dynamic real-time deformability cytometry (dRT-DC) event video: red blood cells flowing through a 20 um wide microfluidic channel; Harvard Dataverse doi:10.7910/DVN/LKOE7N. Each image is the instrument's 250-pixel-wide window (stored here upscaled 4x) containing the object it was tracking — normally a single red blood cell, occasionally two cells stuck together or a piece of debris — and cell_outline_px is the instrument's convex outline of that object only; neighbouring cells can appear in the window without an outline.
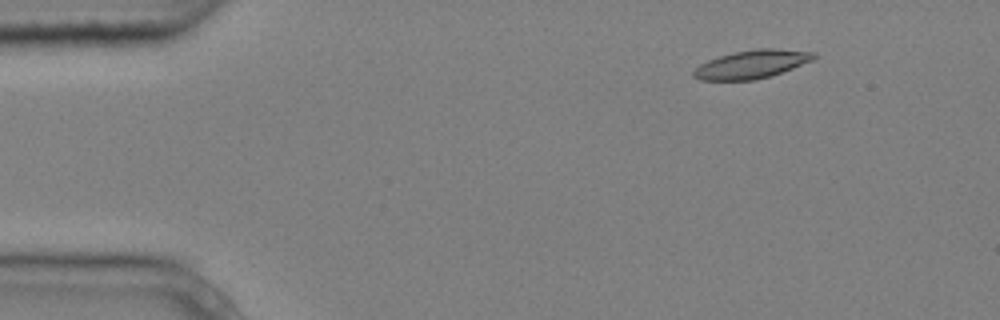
{"species": "common noctule bat (a hibernating species)", "species_latin": "Nyctalus noctula", "temperature_condition": "cold", "stored_images_in_passage": 6, "camera_frame_rate_fps": 3000, "um_per_image_px": 0.085, "animal": {"sex": "male", "body_mass_g": 20.4}, "frame": {"image": 1, "passage_image": 2, "time_ms": 0.333, "image_size_px": [1000, 320], "cell_outline_px": [[816, 56], [812, 60], [772, 76], [752, 80], [700, 80], [692, 76], [692, 72], [700, 64], [708, 60], [732, 52], [756, 48], [776, 48], [816, 52]], "centroid_in_image_um": [63.89, 5.45], "position_along_channel_um": 21.1, "area_um2": 19.88}}
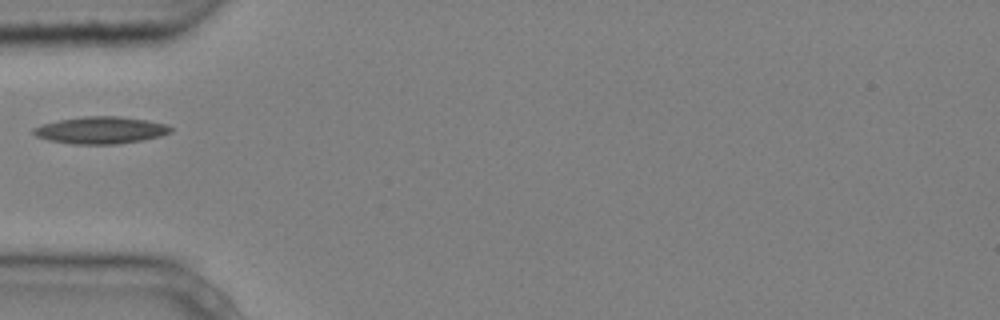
{"frame": {"image": 2, "passage_image": 5, "time_ms": 1.333, "image_size_px": [1000, 320], "cell_outline_px": [[172, 132], [160, 136], [144, 140], [120, 144], [72, 144], [48, 140], [36, 136], [32, 132], [32, 128], [44, 124], [60, 120], [84, 116], [120, 116], [168, 124], [172, 128]], "centroid_in_image_um": [8.58, 11.07], "position_along_channel_um": 76.4, "area_um2": 21.68}}
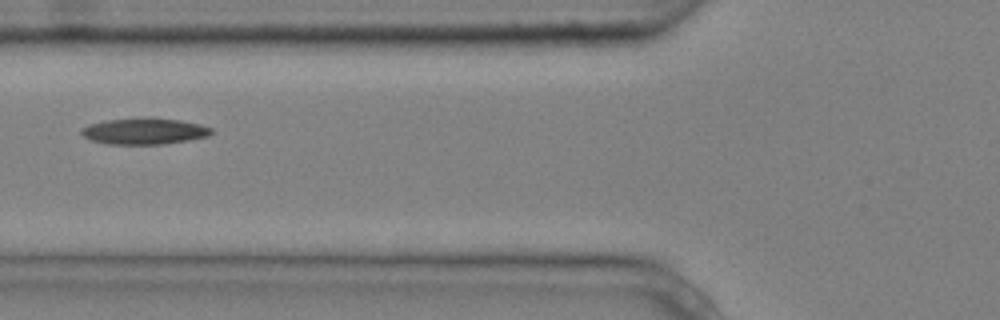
{"frame": {"image": 3, "passage_image": 6, "time_ms": 1.667, "image_size_px": [1000, 320], "cell_outline_px": [[212, 132], [208, 136], [188, 140], [164, 144], [108, 144], [92, 140], [84, 136], [80, 132], [80, 128], [88, 124], [108, 120], [148, 116], [152, 116], [180, 120], [200, 124], [212, 128]], "centroid_in_image_um": [12.26, 11.13], "position_along_channel_um": 113.5, "area_um2": 20.17}}